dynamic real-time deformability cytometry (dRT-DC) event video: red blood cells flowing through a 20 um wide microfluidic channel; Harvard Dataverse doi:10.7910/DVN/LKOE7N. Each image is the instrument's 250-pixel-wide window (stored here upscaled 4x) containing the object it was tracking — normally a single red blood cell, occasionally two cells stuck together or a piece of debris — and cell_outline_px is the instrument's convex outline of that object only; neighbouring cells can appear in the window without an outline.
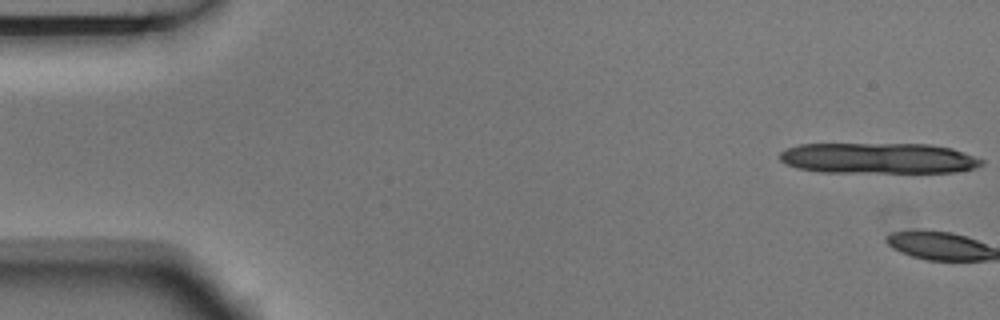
{"species": "Egyptian fruit bat (a non-hibernating species)", "species_latin": "Rousettus aegyptiacus", "temperature_condition": "room temperature", "stored_images_in_passage": 5, "segment_of_instrument_passage": [2, 2], "camera_frame_rate_fps": 3000, "um_per_image_px": 0.085, "animal": {"sex": "male"}, "frame": {"image": 1, "passage_image": 5, "time_ms": 1.333, "image_size_px": [1000, 320], "cell_outline_px": [[984, 164], [976, 168], [952, 172], [820, 172], [796, 168], [784, 164], [780, 160], [780, 152], [788, 148], [800, 144], [928, 144], [952, 148], [984, 160]], "centroid_in_image_um": [74.65, 13.45], "position_along_channel_um": 10.4, "area_um2": 36.24}}